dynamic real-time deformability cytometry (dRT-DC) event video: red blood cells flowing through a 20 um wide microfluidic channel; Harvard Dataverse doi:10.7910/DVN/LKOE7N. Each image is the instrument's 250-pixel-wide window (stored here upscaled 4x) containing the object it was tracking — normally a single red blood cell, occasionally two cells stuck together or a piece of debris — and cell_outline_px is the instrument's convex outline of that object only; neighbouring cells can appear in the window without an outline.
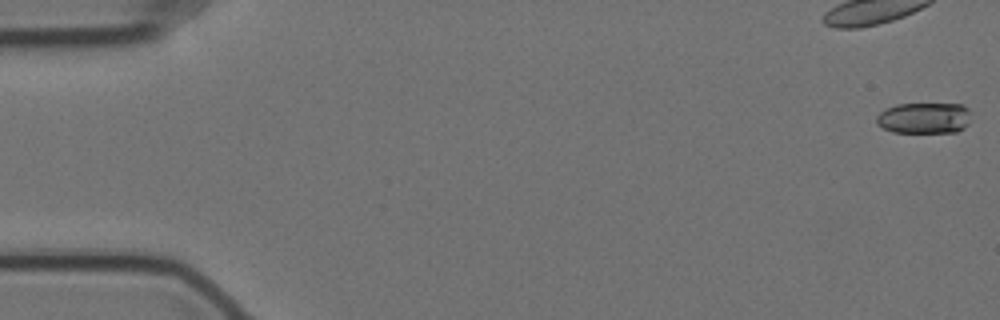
{"species": "Egyptian fruit bat (a non-hibernating species)", "species_latin": "Rousettus aegyptiacus", "temperature_condition": "cold", "stored_images_in_passage": 9, "camera_frame_rate_fps": 3000, "um_per_image_px": 0.085, "animal": {"sex": "female"}, "frame": {"image": 1, "passage_image": 1, "time_ms": 0.0, "image_size_px": [1000, 320], "cell_outline_px": [[972, 112], [968, 124], [964, 128], [956, 132], [892, 132], [876, 124], [876, 116], [884, 108], [896, 104], [964, 104]], "centroid_in_image_um": [78.57, 10.02], "position_along_channel_um": 6.4, "area_um2": 17.4}}